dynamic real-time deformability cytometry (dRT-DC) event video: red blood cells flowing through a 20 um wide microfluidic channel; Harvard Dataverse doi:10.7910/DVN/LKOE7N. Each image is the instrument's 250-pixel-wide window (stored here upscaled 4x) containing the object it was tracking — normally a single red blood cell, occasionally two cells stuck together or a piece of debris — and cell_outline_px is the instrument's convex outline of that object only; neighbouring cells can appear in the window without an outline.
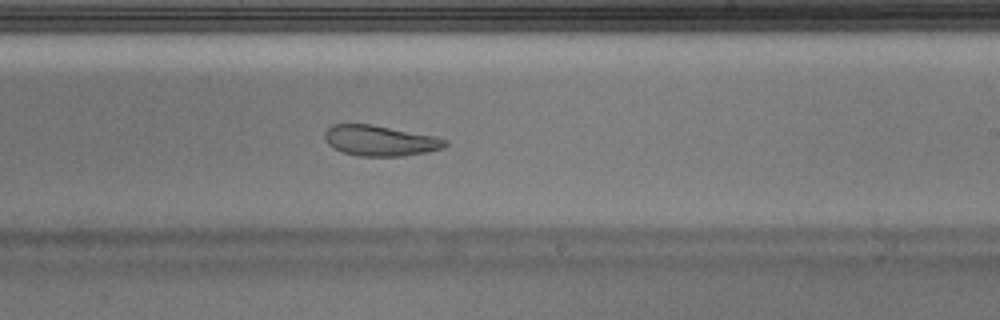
{"species": "Egyptian fruit bat (a non-hibernating species)", "species_latin": "Rousettus aegyptiacus", "temperature_condition": "warm", "stored_images_in_passage": 51, "camera_frame_rate_fps": 3000, "um_per_image_px": 0.085, "animal": {"sex": "male"}, "frame": {"image": 1, "passage_image": 30, "time_ms": 9.667, "image_size_px": [1000, 320], "cell_outline_px": [[448, 144], [444, 148], [428, 152], [400, 156], [360, 156], [344, 152], [332, 148], [324, 140], [324, 132], [332, 124], [372, 124], [436, 136], [448, 140]], "centroid_in_image_um": [32.32, 11.95], "position_along_channel_um": 256.7, "area_um2": 21.62}, "authors_computed_cell_mechanics": {"area_um2": 23.5246, "velocity_mm_per_s": 4.0209, "shape_relaxation_time_tau1_ms": null, "shape_relaxation_time_tau2_ms": 2.435, "deformation_change_tau1": null, "deformation_change_tau2": 0.0865}}